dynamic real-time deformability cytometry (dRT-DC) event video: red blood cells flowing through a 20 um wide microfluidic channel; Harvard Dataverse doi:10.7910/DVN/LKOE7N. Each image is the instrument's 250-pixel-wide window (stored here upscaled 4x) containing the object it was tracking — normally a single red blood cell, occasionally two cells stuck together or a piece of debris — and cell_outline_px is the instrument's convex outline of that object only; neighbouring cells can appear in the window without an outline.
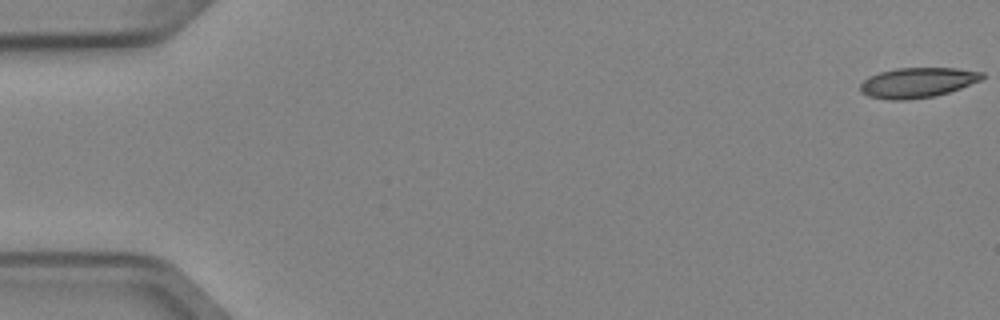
{"species": "Egyptian fruit bat (a non-hibernating species)", "species_latin": "Rousettus aegyptiacus", "temperature_condition": "cold", "stored_images_in_passage": 7, "camera_frame_rate_fps": 3000, "um_per_image_px": 0.085, "animal": {"sex": "female"}, "frame": {"image": 1, "passage_image": 1, "time_ms": 0.0, "image_size_px": [1000, 320], "cell_outline_px": [[984, 76], [980, 80], [960, 88], [948, 92], [932, 96], [904, 100], [888, 100], [868, 96], [860, 92], [860, 84], [868, 76], [880, 72], [896, 68], [956, 68], [984, 72]], "centroid_in_image_um": [77.95, 7.01], "position_along_channel_um": 7.1, "area_um2": 21.27}}
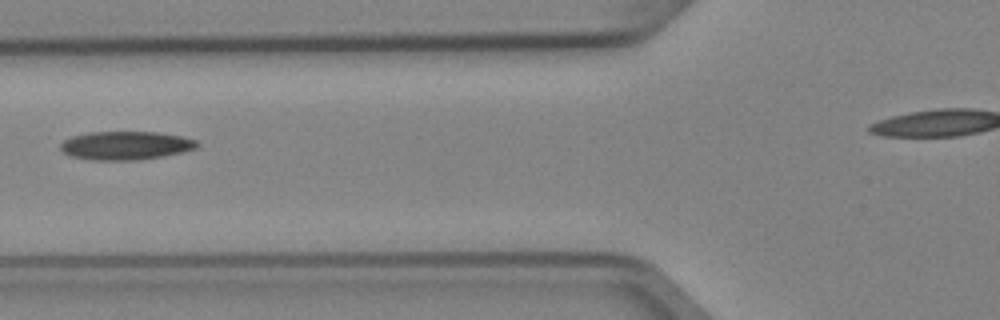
{"frame": {"image": 2, "passage_image": 6, "time_ms": 1.667, "image_size_px": [1000, 320], "cell_outline_px": [[200, 144], [196, 148], [184, 152], [164, 156], [136, 160], [92, 160], [72, 156], [64, 152], [60, 148], [60, 144], [64, 140], [72, 136], [88, 132], [156, 132], [184, 136], [196, 140]], "centroid_in_image_um": [10.72, 12.36], "position_along_channel_um": 115.1, "area_um2": 22.77}}
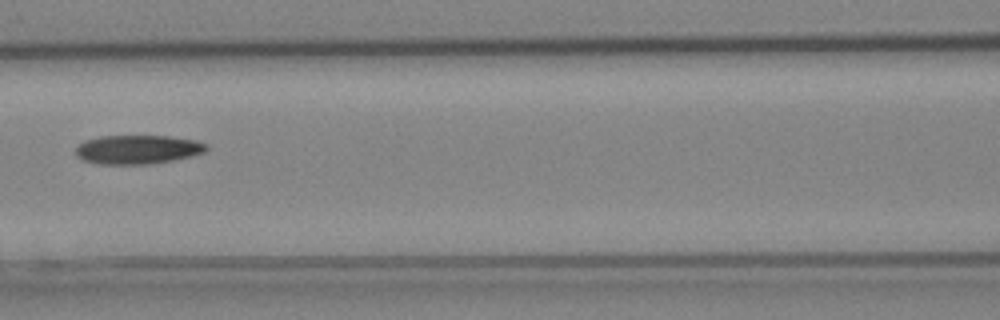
{"frame": {"image": 3, "passage_image": 7, "time_ms": 2.0, "image_size_px": [1000, 320], "cell_outline_px": [[208, 148], [204, 152], [192, 156], [152, 164], [100, 164], [84, 160], [76, 156], [76, 148], [84, 140], [100, 136], [168, 136], [196, 140], [208, 144]], "centroid_in_image_um": [11.72, 12.7], "position_along_channel_um": 154.9, "area_um2": 22.08}}